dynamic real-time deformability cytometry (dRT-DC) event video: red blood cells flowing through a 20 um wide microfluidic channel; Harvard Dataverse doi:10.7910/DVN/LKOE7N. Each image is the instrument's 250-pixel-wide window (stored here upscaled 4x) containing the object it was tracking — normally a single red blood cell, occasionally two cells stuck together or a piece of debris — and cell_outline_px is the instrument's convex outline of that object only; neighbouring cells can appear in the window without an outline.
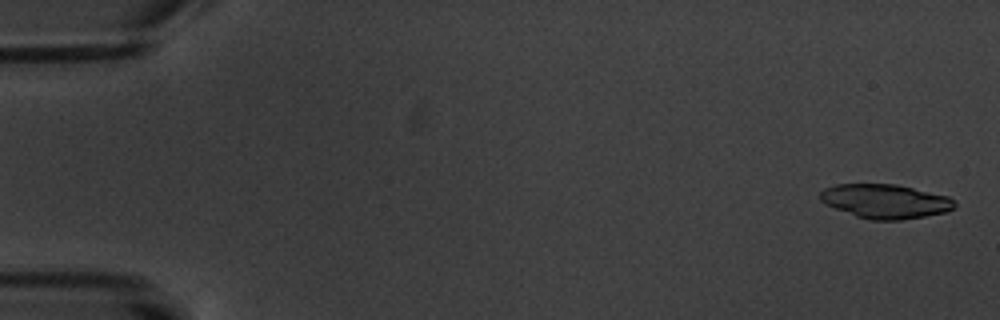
{"species": "common noctule bat (a hibernating species)", "species_latin": "Nyctalus noctula", "temperature_condition": "warm", "stored_images_in_passage": 8, "camera_frame_rate_fps": 3000, "um_per_image_px": 0.085, "animal": {"sex": "male", "body_mass_g": 20.1, "forearm_length_mm": 53.5}, "frame": {"image": 1, "passage_image": 1, "time_ms": 0.0, "image_size_px": [1000, 320], "cell_outline_px": [[956, 208], [948, 212], [900, 220], [872, 220], [856, 216], [836, 208], [820, 200], [820, 192], [824, 188], [836, 184], [896, 184], [948, 196], [956, 204]], "centroid_in_image_um": [75.28, 17.1], "position_along_channel_um": 9.7, "area_um2": 26.65}}
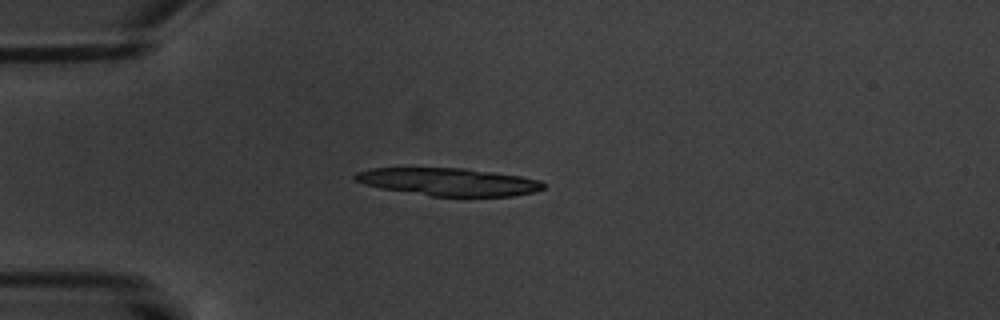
{"frame": {"image": 2, "passage_image": 5, "time_ms": 4.667, "image_size_px": [1000, 320], "cell_outline_px": [[544, 188], [536, 192], [512, 196], [432, 196], [380, 188], [364, 184], [356, 180], [352, 176], [356, 172], [372, 168], [464, 168], [520, 176], [540, 180], [544, 184]], "centroid_in_image_um": [38.13, 15.46], "position_along_channel_um": 46.9, "area_um2": 30.29}}